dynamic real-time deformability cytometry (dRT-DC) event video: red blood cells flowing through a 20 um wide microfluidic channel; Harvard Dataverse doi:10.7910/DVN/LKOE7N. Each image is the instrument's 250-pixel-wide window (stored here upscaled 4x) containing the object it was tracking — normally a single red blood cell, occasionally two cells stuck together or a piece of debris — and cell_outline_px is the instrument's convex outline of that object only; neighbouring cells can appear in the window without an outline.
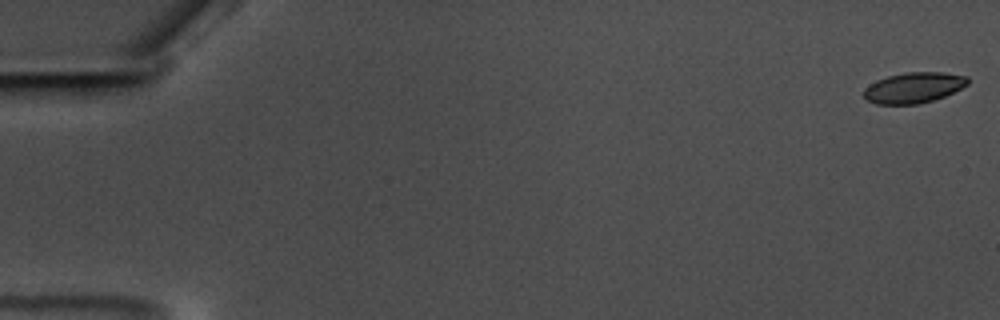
{"species": "common noctule bat (a hibernating species)", "species_latin": "Nyctalus noctula", "temperature_condition": "warm", "stored_images_in_passage": 59, "camera_frame_rate_fps": 3000, "um_per_image_px": 0.085, "animal": {"sex": "male", "body_mass_g": 17.5, "forearm_length_mm": 52.3}, "frame": {"image": 1, "passage_image": 1, "time_ms": 0.0, "image_size_px": [1000, 320], "cell_outline_px": [[968, 84], [944, 96], [932, 100], [916, 104], [876, 104], [868, 100], [864, 96], [864, 88], [876, 80], [888, 76], [904, 72], [944, 72], [968, 76]], "centroid_in_image_um": [77.65, 7.44], "position_along_channel_um": 7.3, "area_um2": 18.44}}
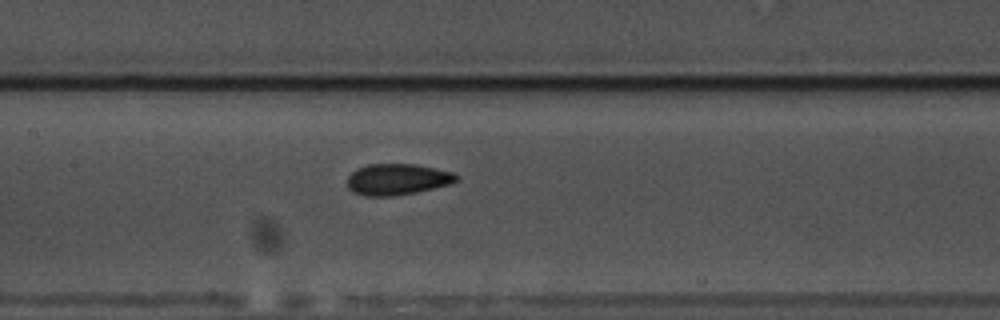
{"frame": {"image": 2, "passage_image": 29, "time_ms": 9.333, "image_size_px": [1000, 320], "cell_outline_px": [[460, 180], [452, 184], [416, 192], [392, 196], [364, 196], [352, 192], [348, 188], [348, 176], [356, 168], [368, 164], [416, 164], [452, 172], [460, 176]], "centroid_in_image_um": [33.79, 15.24], "position_along_channel_um": 173.6, "area_um2": 20.06}}
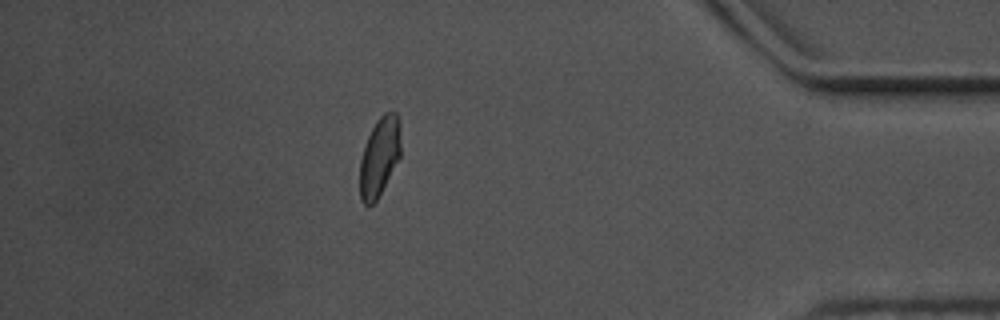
{"frame": {"image": 3, "passage_image": 52, "time_ms": 17.0, "image_size_px": [1000, 320], "cell_outline_px": [[400, 156], [376, 200], [372, 204], [364, 204], [360, 200], [360, 160], [368, 136], [376, 120], [384, 112], [396, 112], [400, 124]], "centroid_in_image_um": [32.25, 13.29], "position_along_channel_um": 402.9, "area_um2": 18.55}, "authors_computed_cell_mechanics": {"area_um2": 19.2474, "velocity_mm_per_s": 3.5061, "shape_relaxation_time_tau1_ms": 4.9581, "shape_relaxation_time_tau2_ms": 1.6742, "deformation_change_tau1": 0.1211, "deformation_change_tau2": 0.0532}}